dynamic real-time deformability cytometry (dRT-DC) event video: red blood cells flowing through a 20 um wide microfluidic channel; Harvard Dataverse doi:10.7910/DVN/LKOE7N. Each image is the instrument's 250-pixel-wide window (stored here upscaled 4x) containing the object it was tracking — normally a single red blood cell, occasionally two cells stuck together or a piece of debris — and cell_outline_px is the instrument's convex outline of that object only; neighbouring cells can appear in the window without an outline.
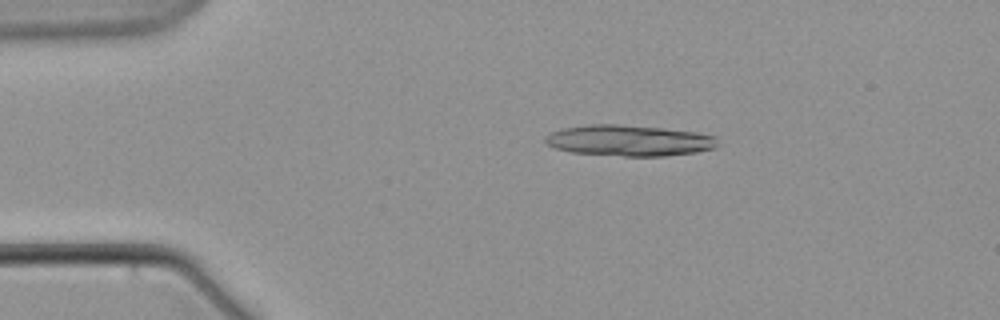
{"species": "common noctule bat (a hibernating species)", "species_latin": "Nyctalus noctula", "temperature_condition": "warm", "stored_images_in_passage": 6, "camera_frame_rate_fps": 3000, "um_per_image_px": 0.085, "animal": {"sex": "male", "body_mass_g": 21.5, "forearm_length_mm": 52.0}, "frame": {"image": 1, "passage_image": 3, "time_ms": 2.333, "image_size_px": [1000, 320], "cell_outline_px": [[720, 144], [712, 148], [696, 152], [664, 156], [624, 156], [572, 152], [556, 148], [548, 144], [544, 140], [544, 136], [548, 132], [564, 128], [592, 124], [616, 124], [664, 128], [696, 132], [716, 136]], "centroid_in_image_um": [53.48, 11.94], "position_along_channel_um": 31.5, "area_um2": 31.15}}